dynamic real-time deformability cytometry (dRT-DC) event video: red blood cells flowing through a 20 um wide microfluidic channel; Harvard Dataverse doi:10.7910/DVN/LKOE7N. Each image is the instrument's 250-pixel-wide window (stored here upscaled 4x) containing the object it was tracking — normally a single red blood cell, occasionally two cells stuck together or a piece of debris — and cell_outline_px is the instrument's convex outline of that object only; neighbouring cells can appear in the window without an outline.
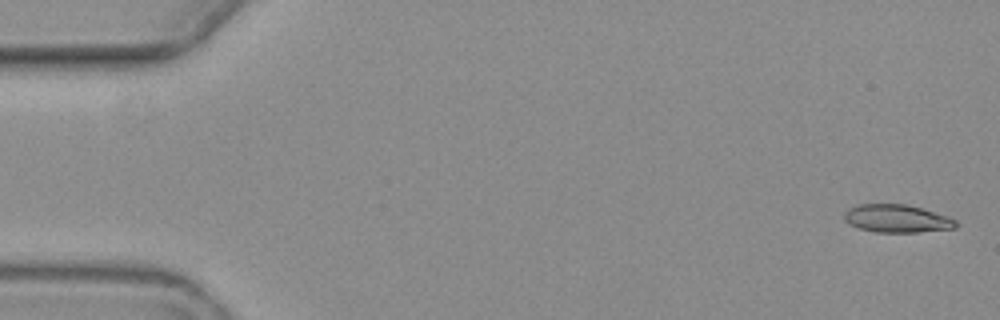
{"species": "common noctule bat (a hibernating species)", "species_latin": "Nyctalus noctula", "temperature_condition": "warm", "stored_images_in_passage": 4, "camera_frame_rate_fps": 3000, "um_per_image_px": 0.085, "animal": {"sex": "female", "body_mass_g": 19.3, "forearm_length_mm": 54.1}, "frame": {"image": 1, "passage_image": 1, "time_ms": 0.0, "image_size_px": [1000, 320], "cell_outline_px": [[960, 224], [956, 228], [916, 232], [876, 232], [860, 228], [848, 224], [844, 220], [844, 212], [848, 208], [860, 204], [904, 204], [920, 208], [948, 216], [956, 220]], "centroid_in_image_um": [76.23, 18.58], "position_along_channel_um": 8.8, "area_um2": 18.15}}